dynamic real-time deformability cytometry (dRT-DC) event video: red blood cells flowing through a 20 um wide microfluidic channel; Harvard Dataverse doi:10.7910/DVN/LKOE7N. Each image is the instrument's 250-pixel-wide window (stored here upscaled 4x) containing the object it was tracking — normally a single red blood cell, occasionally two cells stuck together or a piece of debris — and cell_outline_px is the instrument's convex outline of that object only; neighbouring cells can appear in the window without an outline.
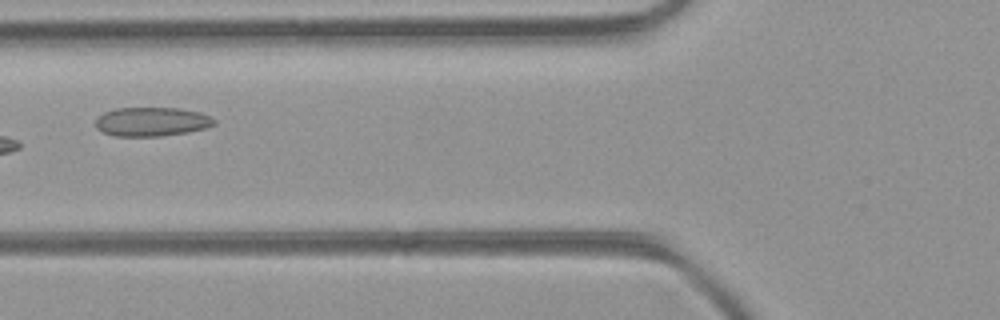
{"species": "common noctule bat (a hibernating species)", "species_latin": "Nyctalus noctula", "temperature_condition": "room temperature", "stored_images_in_passage": 6, "camera_frame_rate_fps": 3000, "um_per_image_px": 0.085, "animal": {"sex": "female", "body_mass_g": 21.9}, "frame": {"image": 1, "passage_image": 5, "time_ms": 1.333, "image_size_px": [1000, 320], "cell_outline_px": [[216, 124], [204, 128], [188, 132], [160, 136], [116, 136], [100, 132], [96, 128], [96, 116], [104, 112], [116, 108], [180, 108], [200, 112], [212, 116], [216, 120]], "centroid_in_image_um": [12.89, 10.34], "position_along_channel_um": 112.9, "area_um2": 20.29}}
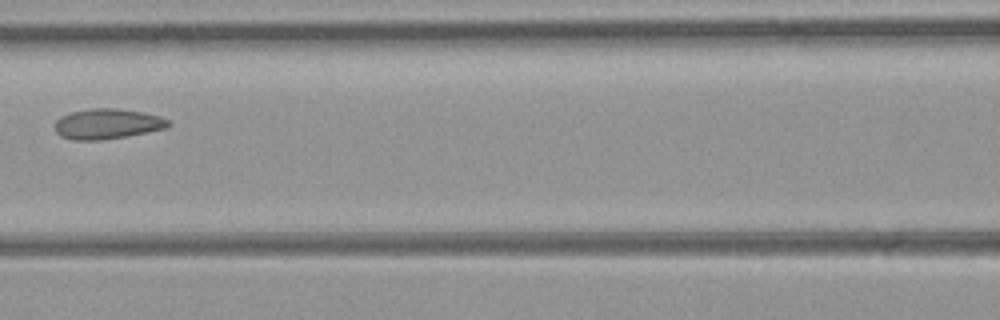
{"frame": {"image": 2, "passage_image": 6, "time_ms": 1.667, "image_size_px": [1000, 320], "cell_outline_px": [[172, 124], [168, 128], [128, 136], [100, 140], [72, 140], [60, 136], [56, 132], [56, 120], [60, 116], [72, 112], [92, 108], [116, 108], [144, 112], [160, 116], [168, 120]], "centroid_in_image_um": [9.15, 10.53], "position_along_channel_um": 157.4, "area_um2": 20.17}}